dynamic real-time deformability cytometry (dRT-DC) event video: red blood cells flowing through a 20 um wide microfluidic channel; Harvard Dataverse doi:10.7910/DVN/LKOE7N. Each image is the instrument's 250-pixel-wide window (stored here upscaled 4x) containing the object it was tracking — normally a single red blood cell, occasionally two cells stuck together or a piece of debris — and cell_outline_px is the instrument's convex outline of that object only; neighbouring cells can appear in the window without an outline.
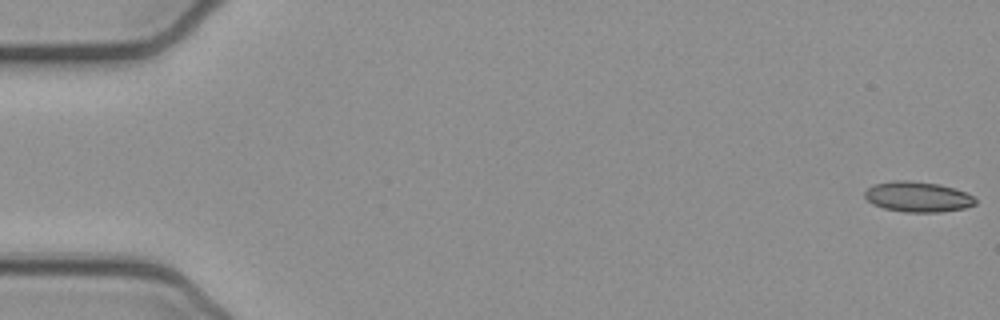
{"species": "common noctule bat (a hibernating species)", "species_latin": "Nyctalus noctula", "temperature_condition": "cold", "stored_images_in_passage": 53, "camera_frame_rate_fps": 3000, "um_per_image_px": 0.085, "animal": {"sex": "female", "body_mass_g": 21.9}, "frame": {"image": 1, "passage_image": 1, "time_ms": 0.0, "image_size_px": [1000, 320], "cell_outline_px": [[976, 204], [964, 208], [940, 212], [904, 212], [884, 208], [872, 204], [864, 196], [864, 192], [872, 184], [892, 180], [912, 180], [940, 184], [956, 188], [968, 192], [976, 200]], "centroid_in_image_um": [78.01, 16.71], "position_along_channel_um": 7.0, "area_um2": 19.88}}
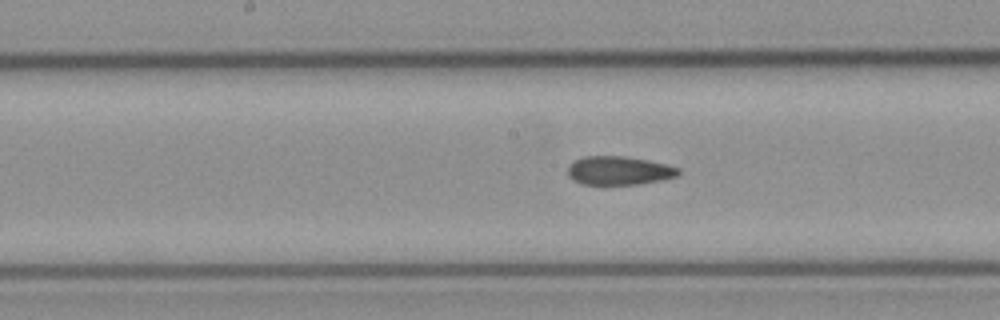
{"frame": {"image": 2, "passage_image": 27, "time_ms": 8.667, "image_size_px": [1000, 320], "cell_outline_px": [[680, 176], [640, 184], [580, 184], [572, 180], [568, 176], [568, 164], [584, 156], [624, 156], [648, 160], [668, 164], [680, 168]], "centroid_in_image_um": [52.63, 14.5], "position_along_channel_um": 195.6, "area_um2": 18.67}}
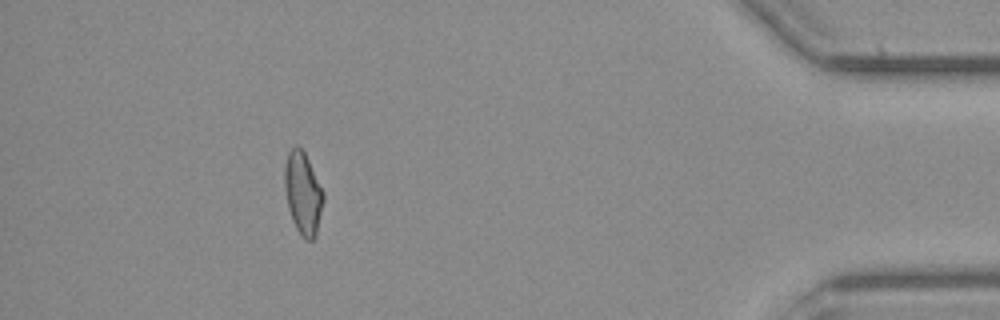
{"frame": {"image": 3, "passage_image": 48, "time_ms": 15.667, "image_size_px": [1000, 320], "cell_outline_px": [[324, 200], [316, 236], [312, 240], [304, 240], [300, 236], [292, 220], [288, 208], [284, 188], [284, 168], [288, 152], [296, 144], [304, 152], [324, 192]], "centroid_in_image_um": [25.74, 16.46], "position_along_channel_um": 409.5, "area_um2": 18.73}, "authors_computed_cell_mechanics": {"area_um2": 19.0162, "velocity_mm_per_s": 3.8949, "shape_relaxation_time_tau1_ms": null, "shape_relaxation_time_tau2_ms": 5.4623, "deformation_change_tau1": null, "deformation_change_tau2": 0.1195}}